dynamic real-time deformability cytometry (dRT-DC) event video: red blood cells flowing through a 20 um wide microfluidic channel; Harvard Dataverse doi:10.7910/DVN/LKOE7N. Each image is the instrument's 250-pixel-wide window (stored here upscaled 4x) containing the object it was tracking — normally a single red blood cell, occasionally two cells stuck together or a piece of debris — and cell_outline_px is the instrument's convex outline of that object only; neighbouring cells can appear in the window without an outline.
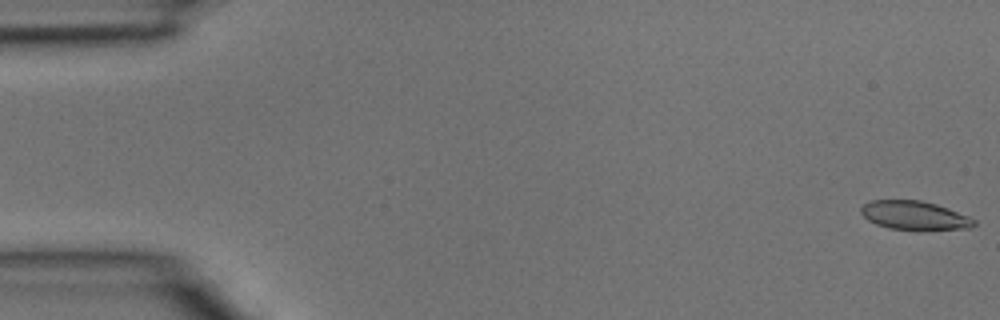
{"species": "common noctule bat (a hibernating species)", "species_latin": "Nyctalus noctula", "temperature_condition": "room temperature", "stored_images_in_passage": 4, "camera_frame_rate_fps": 3000, "um_per_image_px": 0.085, "animal": {"sex": "male", "body_mass_g": 15.6}, "frame": {"image": 1, "passage_image": 1, "time_ms": 0.0, "image_size_px": [1000, 320], "cell_outline_px": [[976, 224], [972, 228], [924, 232], [920, 232], [888, 228], [876, 224], [868, 220], [860, 212], [860, 208], [864, 204], [872, 200], [920, 200], [936, 204], [948, 208], [968, 216], [976, 220]], "centroid_in_image_um": [77.78, 18.35], "position_along_channel_um": 7.2, "area_um2": 19.65}}
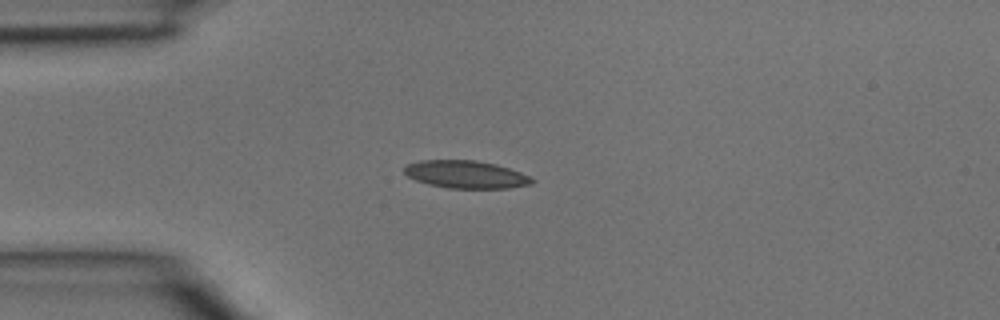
{"frame": {"image": 2, "passage_image": 3, "time_ms": 0.667, "image_size_px": [1000, 320], "cell_outline_px": [[536, 180], [532, 184], [508, 188], [448, 188], [428, 184], [416, 180], [408, 176], [404, 172], [404, 164], [420, 160], [476, 160], [496, 164], [520, 172]], "centroid_in_image_um": [39.58, 14.82], "position_along_channel_um": 45.4, "area_um2": 20.63}}
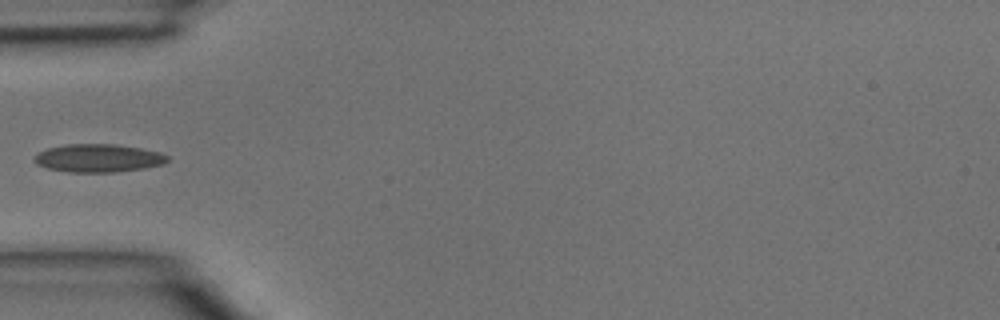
{"frame": {"image": 3, "passage_image": 4, "time_ms": 1.0, "image_size_px": [1000, 320], "cell_outline_px": [[168, 160], [164, 164], [144, 168], [116, 172], [68, 172], [48, 168], [36, 164], [36, 156], [40, 152], [48, 148], [68, 144], [112, 144], [140, 148], [160, 152], [168, 156]], "centroid_in_image_um": [8.39, 13.44], "position_along_channel_um": 76.6, "area_um2": 21.56}}